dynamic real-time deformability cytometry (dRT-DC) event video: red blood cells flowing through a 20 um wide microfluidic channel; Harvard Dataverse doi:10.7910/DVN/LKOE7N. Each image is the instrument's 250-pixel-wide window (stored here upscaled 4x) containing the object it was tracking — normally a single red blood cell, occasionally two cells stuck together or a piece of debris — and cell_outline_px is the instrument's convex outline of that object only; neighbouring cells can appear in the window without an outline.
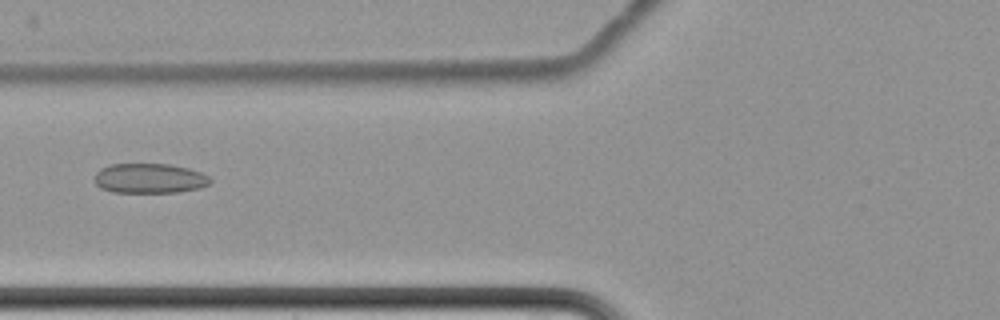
{"species": "common noctule bat (a hibernating species)", "species_latin": "Nyctalus noctula", "temperature_condition": "cold", "stored_images_in_passage": 10, "camera_frame_rate_fps": 3000, "um_per_image_px": 0.085, "animal": {"sex": "female", "body_mass_g": 22.7, "forearm_length_mm": 54.2}, "frame": {"image": 1, "passage_image": 7, "time_ms": 7.333, "image_size_px": [1000, 320], "cell_outline_px": [[212, 180], [208, 184], [200, 188], [180, 192], [112, 192], [100, 188], [96, 184], [96, 172], [100, 168], [112, 164], [168, 164], [188, 168], [200, 172], [208, 176]], "centroid_in_image_um": [12.71, 15.16], "position_along_channel_um": 113.1, "area_um2": 20.06}}
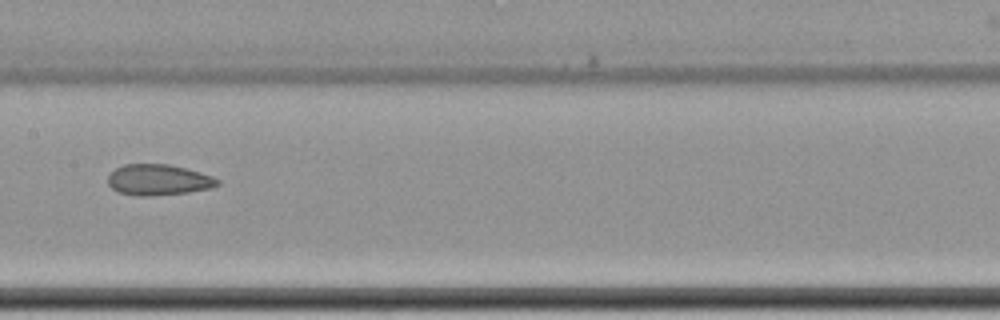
{"frame": {"image": 2, "passage_image": 9, "time_ms": 9.667, "image_size_px": [1000, 320], "cell_outline_px": [[220, 184], [212, 188], [188, 192], [148, 196], [136, 196], [116, 192], [108, 184], [108, 176], [116, 168], [124, 164], [168, 164], [200, 172], [212, 176], [220, 180]], "centroid_in_image_um": [13.46, 15.29], "position_along_channel_um": 193.9, "area_um2": 19.77}}
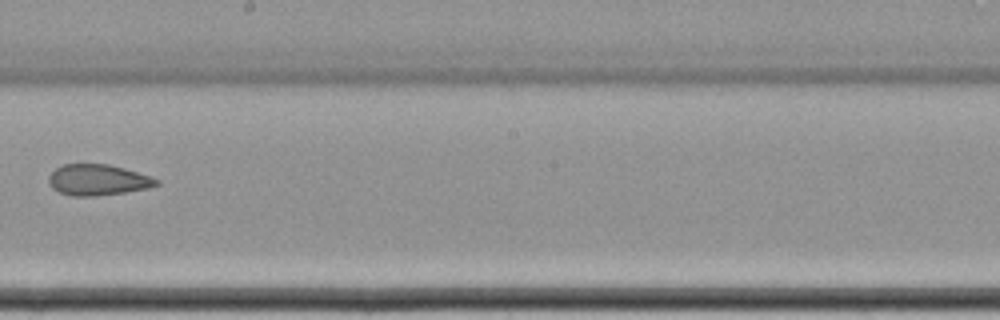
{"frame": {"image": 3, "passage_image": 10, "time_ms": 11.0, "image_size_px": [1000, 320], "cell_outline_px": [[160, 184], [148, 188], [124, 192], [96, 196], [72, 196], [60, 192], [52, 188], [48, 180], [48, 176], [56, 168], [64, 164], [108, 164], [124, 168], [160, 180]], "centroid_in_image_um": [8.3, 15.29], "position_along_channel_um": 239.9, "area_um2": 19.31}}